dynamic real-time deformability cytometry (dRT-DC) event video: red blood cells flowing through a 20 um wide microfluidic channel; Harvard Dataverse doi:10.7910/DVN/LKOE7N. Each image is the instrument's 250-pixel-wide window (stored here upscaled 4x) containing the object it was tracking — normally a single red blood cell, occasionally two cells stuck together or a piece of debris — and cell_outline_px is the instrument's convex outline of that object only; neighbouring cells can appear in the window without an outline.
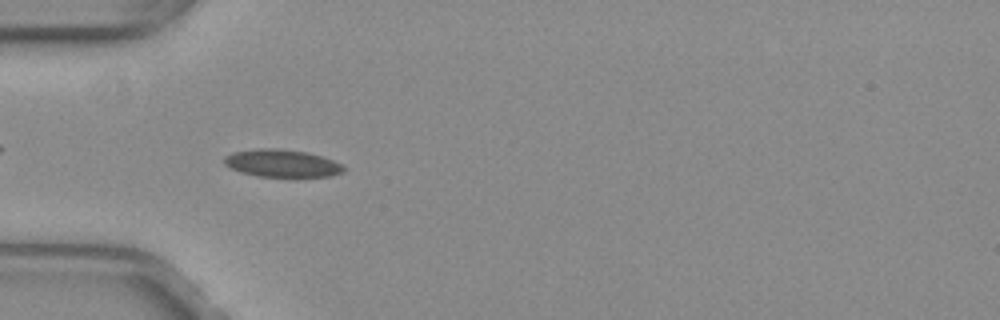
{"species": "common noctule bat (a hibernating species)", "species_latin": "Nyctalus noctula", "temperature_condition": "warm", "stored_images_in_passage": 39, "camera_frame_rate_fps": 3000, "um_per_image_px": 0.085, "animal": {"sex": "female", "body_mass_g": 29.2, "forearm_length_mm": 56.3}, "frame": {"image": 1, "passage_image": 4, "time_ms": 1.0, "image_size_px": [1000, 320], "cell_outline_px": [[344, 172], [328, 176], [292, 180], [256, 176], [240, 172], [224, 164], [224, 156], [232, 152], [260, 148], [276, 148], [304, 152], [320, 156], [332, 160], [340, 164], [344, 168]], "centroid_in_image_um": [23.96, 13.94], "position_along_channel_um": 61.0, "area_um2": 19.88}}
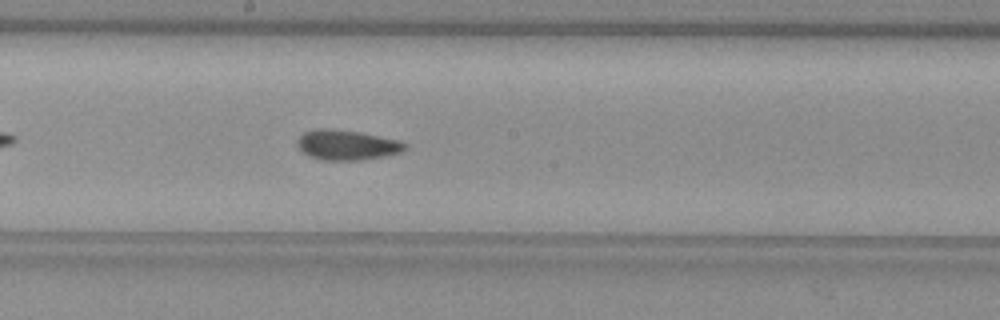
{"frame": {"image": 2, "passage_image": 16, "time_ms": 5.0, "image_size_px": [1000, 320], "cell_outline_px": [[408, 148], [400, 152], [388, 156], [360, 160], [320, 160], [308, 156], [296, 144], [296, 140], [304, 132], [316, 128], [332, 128], [360, 132], [400, 140], [408, 144]], "centroid_in_image_um": [29.5, 12.32], "position_along_channel_um": 218.7, "area_um2": 19.19}}
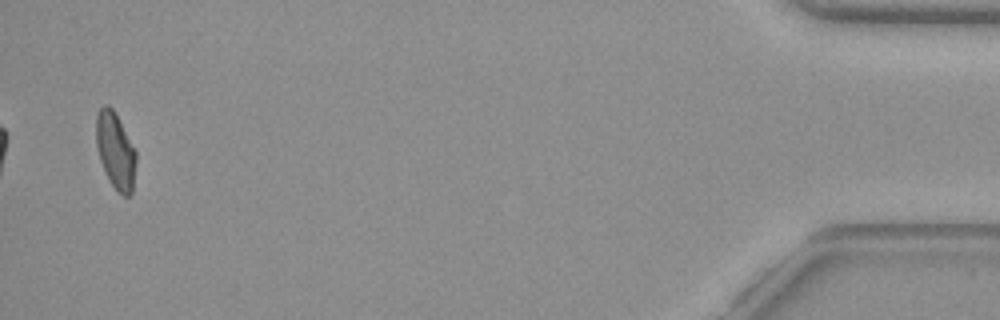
{"frame": {"image": 3, "passage_image": 38, "time_ms": 12.333, "image_size_px": [1000, 320], "cell_outline_px": [[136, 160], [132, 192], [128, 196], [124, 196], [116, 192], [108, 180], [100, 160], [96, 148], [96, 116], [100, 108], [104, 104], [108, 104], [112, 108], [136, 148]], "centroid_in_image_um": [9.81, 12.82], "position_along_channel_um": 425.4, "area_um2": 18.03}, "authors_computed_cell_mechanics": {"area_um2": 18.4382, "velocity_mm_per_s": 4.0231, "shape_relaxation_time_tau1_ms": null, "shape_relaxation_time_tau2_ms": 1.5975, "deformation_change_tau1": null, "deformation_change_tau2": 0.0616}}